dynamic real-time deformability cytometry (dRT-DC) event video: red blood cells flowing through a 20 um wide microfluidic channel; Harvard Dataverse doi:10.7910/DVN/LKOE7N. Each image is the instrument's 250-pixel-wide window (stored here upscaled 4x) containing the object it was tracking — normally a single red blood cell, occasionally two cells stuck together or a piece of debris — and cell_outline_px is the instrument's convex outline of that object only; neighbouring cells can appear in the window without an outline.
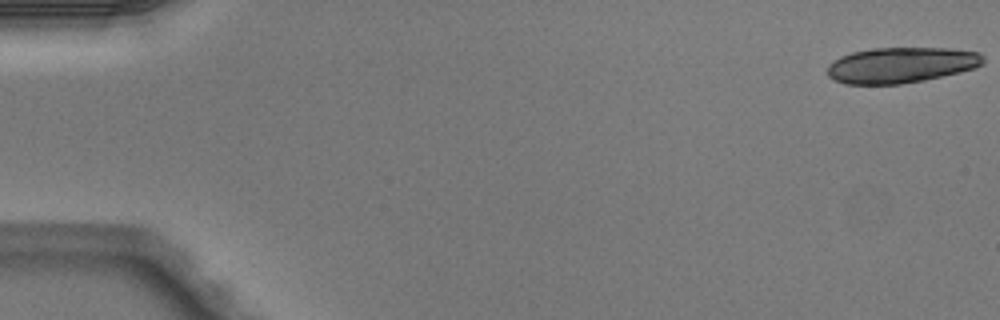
{"species": "Egyptian fruit bat (a non-hibernating species)", "species_latin": "Rousettus aegyptiacus", "temperature_condition": "warm", "stored_images_in_passage": 7, "camera_frame_rate_fps": 3000, "um_per_image_px": 0.085, "animal": {"sex": "male"}, "frame": {"image": 1, "passage_image": 1, "time_ms": 0.0, "image_size_px": [1000, 320], "cell_outline_px": [[984, 64], [976, 68], [960, 72], [924, 80], [900, 84], [844, 84], [832, 80], [828, 76], [828, 64], [832, 60], [840, 56], [852, 52], [872, 48], [952, 48], [980, 52], [984, 56]], "centroid_in_image_um": [76.59, 5.52], "position_along_channel_um": 8.4, "area_um2": 32.77}}
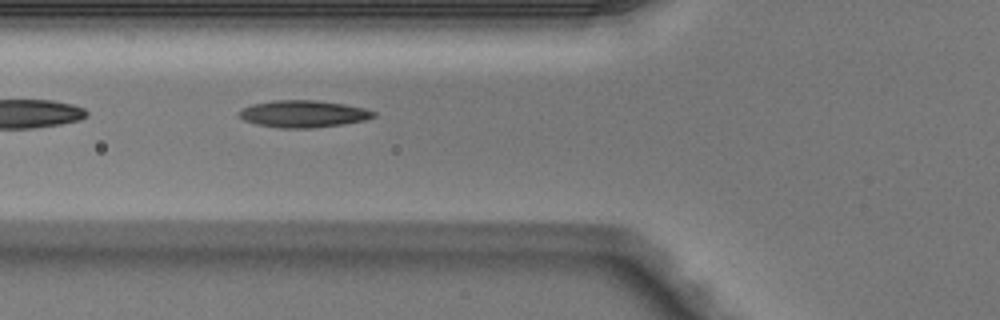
{"frame": {"image": 2, "passage_image": 6, "time_ms": 1.667, "image_size_px": [1000, 320], "cell_outline_px": [[376, 116], [368, 120], [344, 124], [312, 128], [280, 128], [256, 124], [244, 120], [236, 112], [252, 104], [272, 100], [316, 100], [344, 104], [364, 108], [376, 112]], "centroid_in_image_um": [25.8, 9.68], "position_along_channel_um": 100.0, "area_um2": 21.33}}